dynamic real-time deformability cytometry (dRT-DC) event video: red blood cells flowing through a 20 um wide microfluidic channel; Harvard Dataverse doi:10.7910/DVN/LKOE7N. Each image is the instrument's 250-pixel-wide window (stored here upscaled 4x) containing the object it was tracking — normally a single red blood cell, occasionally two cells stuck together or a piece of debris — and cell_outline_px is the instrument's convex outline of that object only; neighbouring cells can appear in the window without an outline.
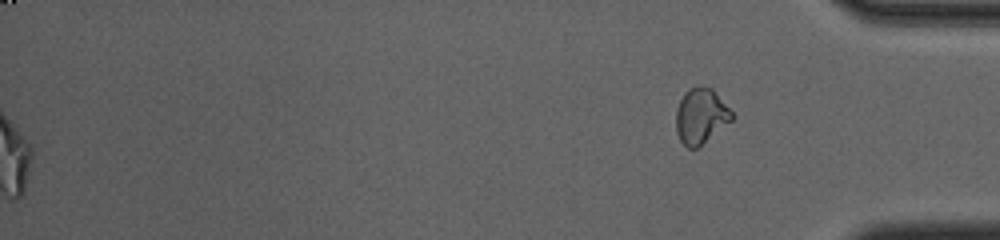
{"species": "common noctule bat (a hibernating species)", "species_latin": "Nyctalus noctula", "temperature_condition": "cold", "stored_images_in_passage": 55, "segment_of_instrument_passage": [2, 2], "camera_frame_rate_fps": 3000, "um_per_image_px": 0.085, "animal": {"sex": "female", "body_mass_g": 23.0, "forearm_length_mm": 53.4}, "frame": {"image": 1, "passage_image": 55, "time_ms": 18.0, "image_size_px": [1000, 240], "cell_outline_px": [[732, 120], [696, 148], [688, 148], [680, 140], [676, 132], [676, 108], [684, 92], [688, 88], [700, 84], [712, 88], [732, 112]], "centroid_in_image_um": [59.54, 9.82], "position_along_channel_um": 375.7, "area_um2": 17.92}}